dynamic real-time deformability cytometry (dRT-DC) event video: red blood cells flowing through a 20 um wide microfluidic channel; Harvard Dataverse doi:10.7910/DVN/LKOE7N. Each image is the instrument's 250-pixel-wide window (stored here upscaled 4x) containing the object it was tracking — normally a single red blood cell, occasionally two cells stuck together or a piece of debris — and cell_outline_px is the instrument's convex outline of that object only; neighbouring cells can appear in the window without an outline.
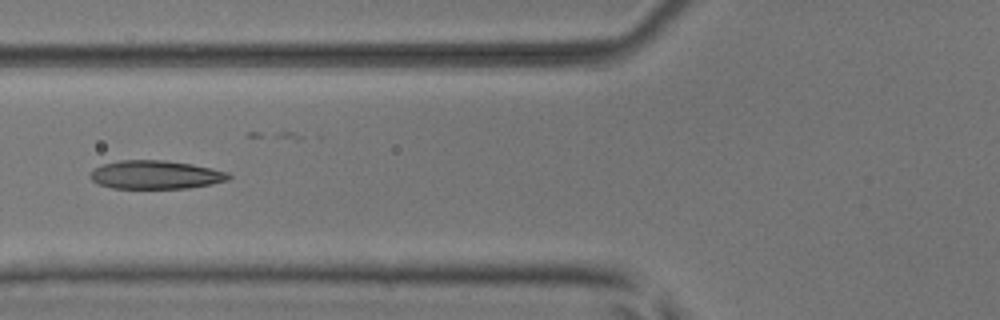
{"species": "common noctule bat (a hibernating species)", "species_latin": "Nyctalus noctula", "temperature_condition": "room temperature", "stored_images_in_passage": 8, "camera_frame_rate_fps": 3000, "um_per_image_px": 0.085, "animal": {"sex": "male", "body_mass_g": 17.9, "forearm_length_mm": 54.2}, "frame": {"image": 1, "passage_image": 5, "time_ms": 1.333, "image_size_px": [1000, 320], "cell_outline_px": [[232, 176], [228, 180], [212, 184], [188, 188], [112, 188], [100, 184], [92, 180], [88, 176], [96, 168], [104, 164], [120, 160], [164, 160], [192, 164], [212, 168], [228, 172]], "centroid_in_image_um": [13.27, 14.85], "position_along_channel_um": 112.5, "area_um2": 22.89}}
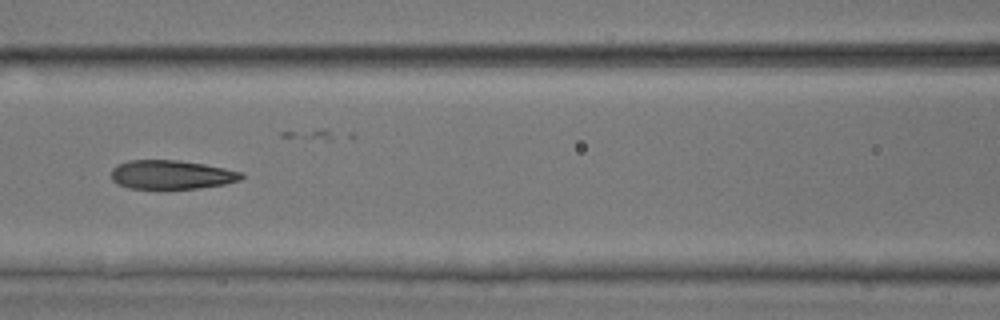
{"frame": {"image": 2, "passage_image": 6, "time_ms": 1.667, "image_size_px": [1000, 320], "cell_outline_px": [[244, 176], [240, 180], [224, 184], [200, 188], [168, 192], [160, 192], [128, 188], [116, 184], [112, 180], [112, 168], [116, 164], [128, 160], [176, 160], [204, 164], [244, 172]], "centroid_in_image_um": [14.53, 14.9], "position_along_channel_um": 152.1, "area_um2": 23.12}}